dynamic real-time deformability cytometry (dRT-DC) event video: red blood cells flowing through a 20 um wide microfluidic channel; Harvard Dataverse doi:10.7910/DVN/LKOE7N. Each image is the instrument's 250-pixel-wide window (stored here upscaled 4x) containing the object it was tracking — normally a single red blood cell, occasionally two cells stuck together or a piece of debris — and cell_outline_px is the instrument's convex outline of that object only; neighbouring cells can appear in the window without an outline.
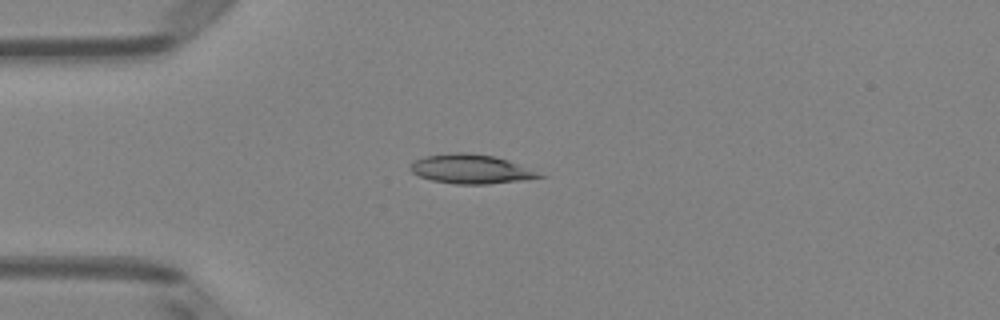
{"species": "Egyptian fruit bat (a non-hibernating species)", "species_latin": "Rousettus aegyptiacus", "temperature_condition": "room temperature", "stored_images_in_passage": 38, "camera_frame_rate_fps": 3000, "um_per_image_px": 0.085, "animal": {"sex": "female"}, "frame": {"image": 1, "passage_image": 1, "time_ms": 0.0, "image_size_px": [1000, 320], "cell_outline_px": [[548, 176], [520, 180], [488, 184], [456, 184], [432, 180], [420, 176], [412, 172], [408, 168], [416, 160], [424, 156], [452, 152], [468, 152], [496, 156], [508, 160]], "centroid_in_image_um": [40.01, 14.36], "position_along_channel_um": 45.0, "area_um2": 21.85}}
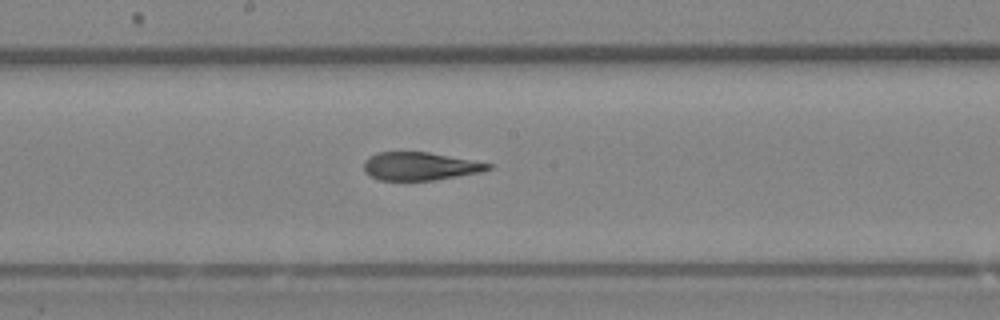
{"frame": {"image": 2, "passage_image": 15, "time_ms": 4.667, "image_size_px": [1000, 320], "cell_outline_px": [[492, 168], [480, 172], [436, 180], [380, 180], [364, 172], [364, 160], [368, 156], [376, 152], [428, 152], [492, 164]], "centroid_in_image_um": [35.66, 14.13], "position_along_channel_um": 212.5, "area_um2": 20.23}}
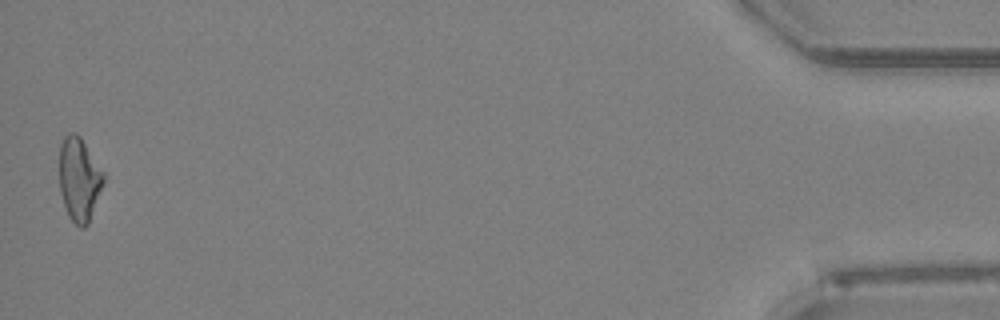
{"frame": {"image": 3, "passage_image": 38, "time_ms": 12.333, "image_size_px": [1000, 320], "cell_outline_px": [[104, 180], [88, 224], [84, 228], [80, 228], [68, 216], [60, 192], [60, 144], [64, 136], [68, 132], [76, 132], [80, 136], [104, 172]], "centroid_in_image_um": [6.72, 15.21], "position_along_channel_um": 428.5, "area_um2": 21.39}, "authors_computed_cell_mechanics": {"area_um2": 21.6461, "velocity_mm_per_s": 4.017, "shape_relaxation_time_tau1_ms": null, "shape_relaxation_time_tau2_ms": 2.8513, "deformation_change_tau1": null, "deformation_change_tau2": 0.0933}}